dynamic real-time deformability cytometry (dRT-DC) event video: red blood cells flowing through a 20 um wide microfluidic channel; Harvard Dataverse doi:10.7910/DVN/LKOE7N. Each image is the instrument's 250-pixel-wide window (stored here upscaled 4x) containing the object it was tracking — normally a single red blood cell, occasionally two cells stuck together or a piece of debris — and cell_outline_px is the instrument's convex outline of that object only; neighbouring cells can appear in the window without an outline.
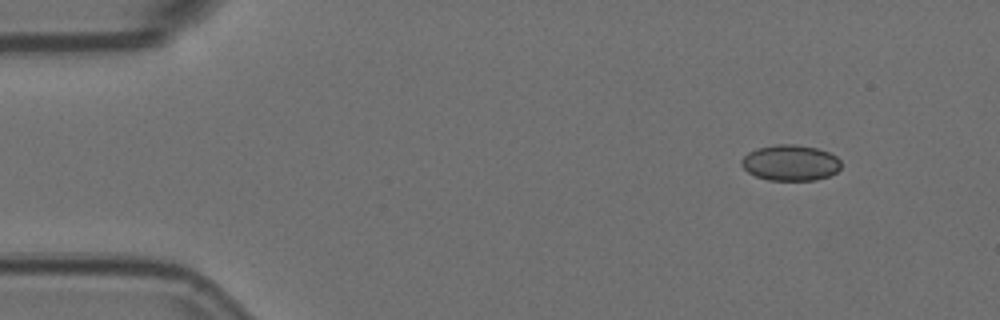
{"species": "Egyptian fruit bat (a non-hibernating species)", "species_latin": "Rousettus aegyptiacus", "temperature_condition": "room temperature", "stored_images_in_passage": 4, "camera_frame_rate_fps": 3000, "um_per_image_px": 0.085, "animal": {"sex": "female"}, "frame": {"image": 1, "passage_image": 1, "time_ms": 0.0, "image_size_px": [1000, 320], "cell_outline_px": [[840, 168], [836, 172], [828, 176], [816, 180], [768, 180], [756, 176], [748, 172], [740, 164], [740, 160], [748, 152], [756, 148], [776, 144], [796, 144], [816, 148], [828, 152], [836, 156], [840, 160]], "centroid_in_image_um": [67.16, 13.83], "position_along_channel_um": 17.8, "area_um2": 20.87}}